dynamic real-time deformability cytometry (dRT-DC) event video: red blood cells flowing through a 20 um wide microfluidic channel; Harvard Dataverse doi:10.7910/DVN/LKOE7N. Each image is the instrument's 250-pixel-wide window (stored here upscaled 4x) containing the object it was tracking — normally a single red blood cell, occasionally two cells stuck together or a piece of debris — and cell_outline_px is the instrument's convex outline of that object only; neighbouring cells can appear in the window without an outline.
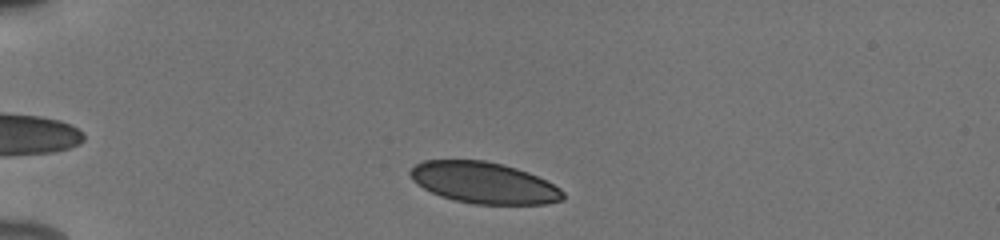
{"species": "human", "species_latin": "Homo sapiens", "temperature_condition": "cold", "stored_images_in_passage": 36, "camera_frame_rate_fps": 3000, "um_per_image_px": 0.085, "donor": {"sex": "male"}, "frame": {"image": 1, "passage_image": 3, "time_ms": 0.667, "image_size_px": [1000, 240], "cell_outline_px": [[564, 200], [544, 204], [472, 204], [440, 196], [424, 188], [412, 180], [408, 172], [416, 164], [424, 160], [484, 160], [504, 164], [528, 172], [560, 188], [564, 192]], "centroid_in_image_um": [41.12, 15.53], "position_along_channel_um": 43.9, "area_um2": 36.7}}
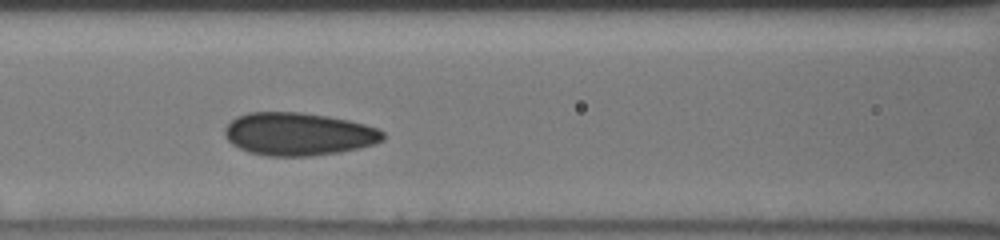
{"frame": {"image": 2, "passage_image": 14, "time_ms": 4.333, "image_size_px": [1000, 240], "cell_outline_px": [[384, 140], [376, 144], [340, 152], [308, 156], [268, 156], [248, 152], [232, 144], [224, 136], [224, 128], [236, 116], [248, 112], [300, 112], [328, 116], [348, 120], [364, 124], [376, 128], [384, 132]], "centroid_in_image_um": [25.35, 11.39], "position_along_channel_um": 141.2, "area_um2": 39.65}}
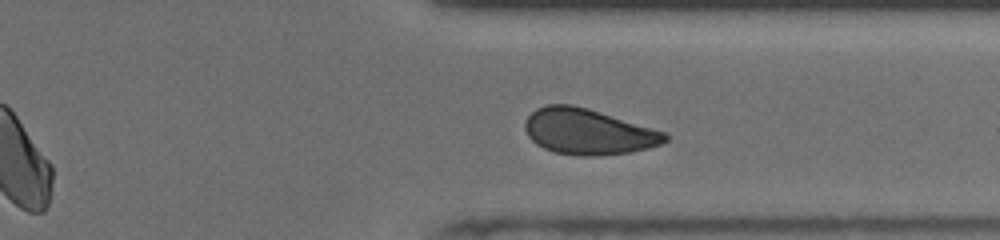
{"frame": {"image": 3, "passage_image": 31, "time_ms": 10.0, "image_size_px": [1000, 240], "cell_outline_px": [[668, 140], [660, 144], [648, 148], [632, 152], [596, 156], [580, 156], [552, 152], [536, 144], [528, 136], [524, 128], [524, 124], [528, 116], [536, 108], [548, 104], [572, 104], [588, 108], [668, 132]], "centroid_in_image_um": [50.0, 11.19], "position_along_channel_um": 361.4, "area_um2": 37.69}, "authors_computed_cell_mechanics": {"area_um2": 38.5237, "velocity_mm_per_s": 3.8848, "shape_relaxation_time_tau1_ms": 9.4163, "shape_relaxation_time_tau2_ms": 1.6919, "deformation_change_tau1": 0.1212, "deformation_change_tau2": 0.0607}}